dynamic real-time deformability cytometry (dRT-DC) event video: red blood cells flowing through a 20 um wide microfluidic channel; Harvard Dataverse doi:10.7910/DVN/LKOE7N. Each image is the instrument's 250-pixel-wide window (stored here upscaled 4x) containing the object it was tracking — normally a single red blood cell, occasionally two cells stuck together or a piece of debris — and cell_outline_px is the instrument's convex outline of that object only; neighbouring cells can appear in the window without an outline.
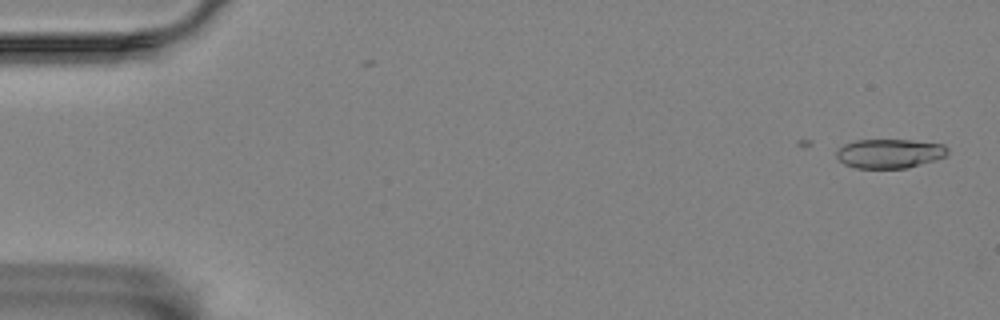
{"species": "Egyptian fruit bat (a non-hibernating species)", "species_latin": "Rousettus aegyptiacus", "temperature_condition": "room temperature", "stored_images_in_passage": 11, "camera_frame_rate_fps": 3000, "um_per_image_px": 0.085, "animal": {"sex": "female"}, "frame": {"image": 1, "passage_image": 2, "time_ms": 0.333, "image_size_px": [1000, 320], "cell_outline_px": [[948, 152], [944, 156], [908, 168], [856, 168], [844, 164], [836, 156], [836, 152], [844, 144], [856, 140], [912, 140], [944, 144], [948, 148]], "centroid_in_image_um": [75.6, 13.04], "position_along_channel_um": 9.4, "area_um2": 18.79}}